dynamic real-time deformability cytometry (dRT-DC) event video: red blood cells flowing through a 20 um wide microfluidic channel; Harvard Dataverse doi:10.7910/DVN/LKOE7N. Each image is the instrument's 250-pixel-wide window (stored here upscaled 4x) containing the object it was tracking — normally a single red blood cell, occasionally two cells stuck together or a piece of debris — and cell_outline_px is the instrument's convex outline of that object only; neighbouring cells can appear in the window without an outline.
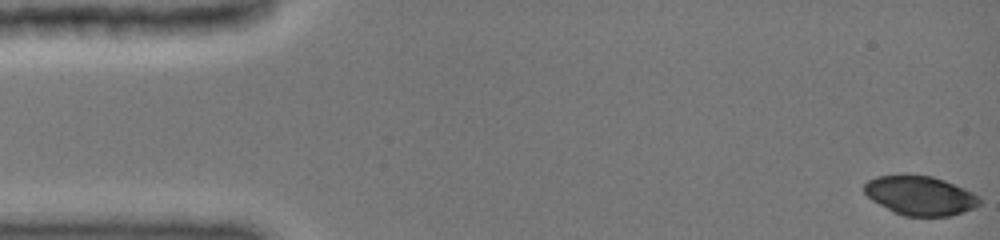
{"species": "common noctule bat (a hibernating species)", "species_latin": "Nyctalus noctula", "temperature_condition": "cold", "stored_images_in_passage": 6, "camera_frame_rate_fps": 3000, "um_per_image_px": 0.085, "animal": {"sex": "female", "body_mass_g": 19.0, "forearm_length_mm": 51.5}, "frame": {"image": 1, "passage_image": 1, "time_ms": 0.0, "image_size_px": [1000, 240], "cell_outline_px": [[984, 200], [976, 208], [952, 216], [904, 216], [872, 200], [864, 192], [864, 184], [868, 180], [876, 176], [932, 176], [944, 180], [964, 188], [980, 196]], "centroid_in_image_um": [78.29, 16.64], "position_along_channel_um": 6.7, "area_um2": 26.18}}
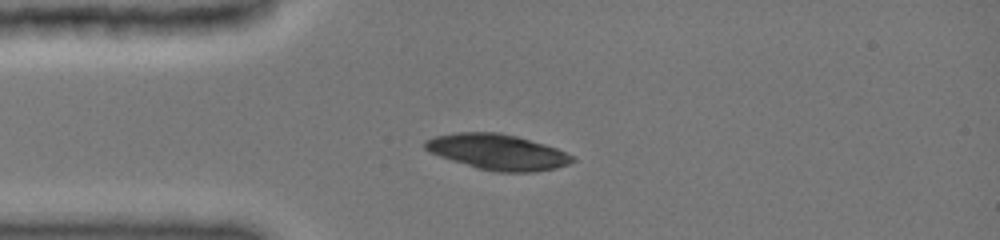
{"frame": {"image": 2, "passage_image": 5, "time_ms": 3.667, "image_size_px": [1000, 240], "cell_outline_px": [[576, 160], [568, 164], [556, 168], [536, 172], [496, 172], [476, 168], [440, 156], [424, 148], [424, 140], [432, 136], [456, 132], [500, 132], [516, 136], [544, 144], [556, 148], [572, 156]], "centroid_in_image_um": [42.27, 12.91], "position_along_channel_um": 42.7, "area_um2": 30.52}}